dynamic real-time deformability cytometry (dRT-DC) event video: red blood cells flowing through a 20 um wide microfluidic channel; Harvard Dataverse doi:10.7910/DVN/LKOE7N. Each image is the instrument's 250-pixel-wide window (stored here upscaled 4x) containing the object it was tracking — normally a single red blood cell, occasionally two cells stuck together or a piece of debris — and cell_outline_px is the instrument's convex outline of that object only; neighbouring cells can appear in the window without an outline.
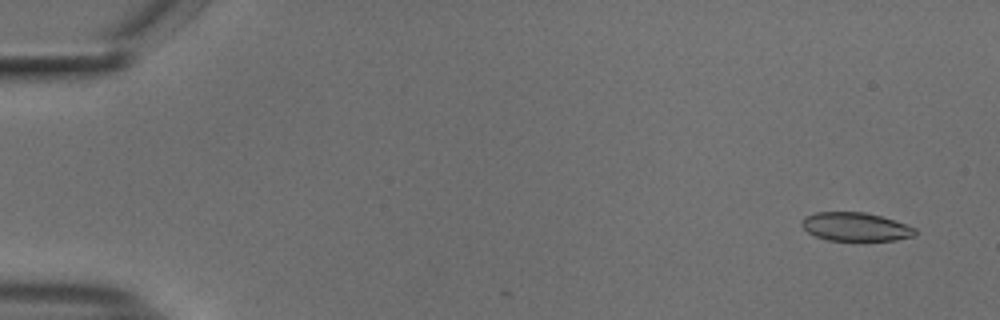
{"species": "common noctule bat (a hibernating species)", "species_latin": "Nyctalus noctula", "temperature_condition": "cold", "stored_images_in_passage": 7, "camera_frame_rate_fps": 3000, "um_per_image_px": 0.085, "animal": {"sex": "male", "body_mass_g": 18.8}, "frame": {"image": 1, "passage_image": 3, "time_ms": 0.667, "image_size_px": [1000, 320], "cell_outline_px": [[916, 236], [896, 240], [828, 240], [816, 236], [808, 232], [800, 224], [800, 220], [804, 216], [816, 212], [864, 212], [880, 216], [916, 228]], "centroid_in_image_um": [72.69, 19.27], "position_along_channel_um": 12.3, "area_um2": 18.79}}